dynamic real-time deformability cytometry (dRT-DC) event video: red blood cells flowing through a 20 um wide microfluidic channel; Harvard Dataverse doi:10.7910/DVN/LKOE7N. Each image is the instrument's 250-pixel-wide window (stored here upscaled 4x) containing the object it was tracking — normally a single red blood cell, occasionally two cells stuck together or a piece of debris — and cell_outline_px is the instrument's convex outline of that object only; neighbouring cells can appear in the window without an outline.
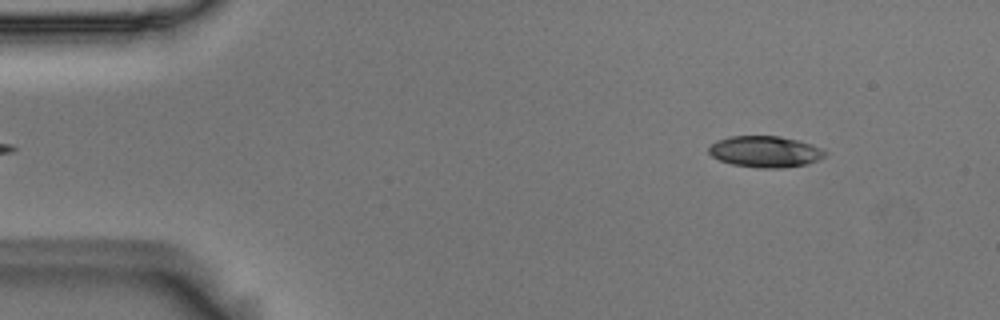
{"species": "Egyptian fruit bat (a non-hibernating species)", "species_latin": "Rousettus aegyptiacus", "temperature_condition": "room temperature", "stored_images_in_passage": 49, "camera_frame_rate_fps": 3000, "um_per_image_px": 0.085, "animal": {"sex": "male"}, "frame": {"image": 1, "passage_image": 2, "time_ms": 0.333, "image_size_px": [1000, 320], "cell_outline_px": [[828, 152], [824, 156], [808, 164], [780, 168], [760, 168], [732, 164], [720, 160], [712, 156], [708, 152], [708, 148], [716, 140], [732, 136], [780, 136], [812, 144]], "centroid_in_image_um": [65.03, 12.89], "position_along_channel_um": 20.0, "area_um2": 21.1}}
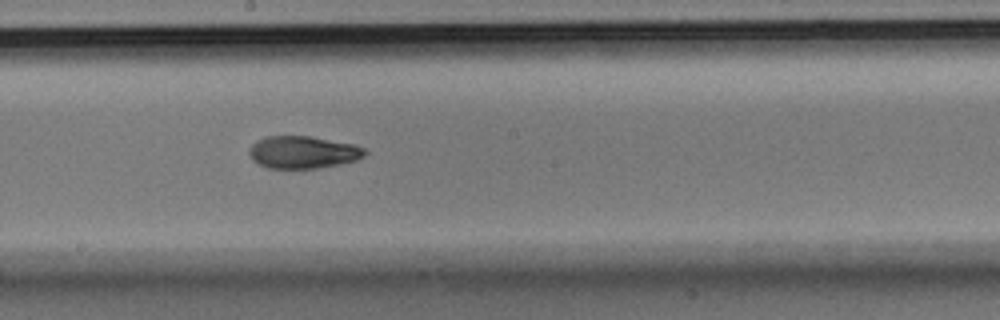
{"frame": {"image": 2, "passage_image": 25, "time_ms": 8.0, "image_size_px": [1000, 320], "cell_outline_px": [[368, 152], [364, 156], [356, 160], [316, 168], [268, 168], [252, 160], [248, 152], [252, 144], [256, 140], [268, 136], [308, 136], [352, 144], [364, 148]], "centroid_in_image_um": [25.72, 12.93], "position_along_channel_um": 222.5, "area_um2": 21.56}}
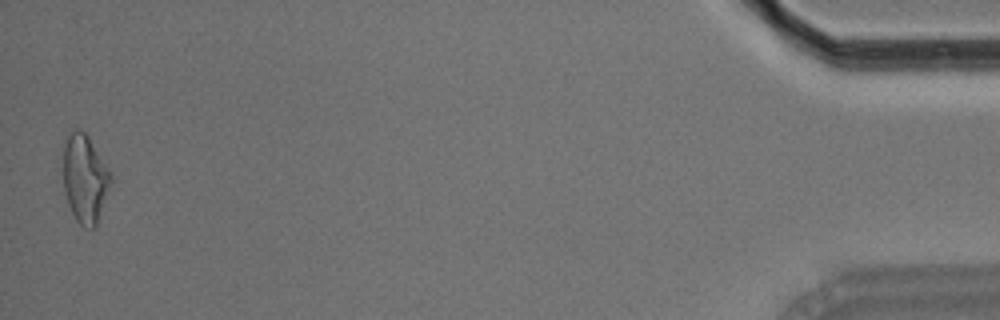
{"frame": {"image": 3, "passage_image": 49, "time_ms": 16.0, "image_size_px": [1000, 320], "cell_outline_px": [[112, 184], [96, 228], [84, 228], [76, 220], [68, 204], [64, 192], [64, 148], [68, 136], [76, 128], [84, 132], [88, 136], [108, 168], [112, 176]], "centroid_in_image_um": [7.25, 15.25], "position_along_channel_um": 428.0, "area_um2": 24.45}, "authors_computed_cell_mechanics": {"area_um2": 22.1374, "velocity_mm_per_s": 3.7158, "shape_relaxation_time_tau1_ms": 4.9112, "shape_relaxation_time_tau2_ms": 4.0688, "deformation_change_tau1": 0.1537, "deformation_change_tau2": 0.1035}}